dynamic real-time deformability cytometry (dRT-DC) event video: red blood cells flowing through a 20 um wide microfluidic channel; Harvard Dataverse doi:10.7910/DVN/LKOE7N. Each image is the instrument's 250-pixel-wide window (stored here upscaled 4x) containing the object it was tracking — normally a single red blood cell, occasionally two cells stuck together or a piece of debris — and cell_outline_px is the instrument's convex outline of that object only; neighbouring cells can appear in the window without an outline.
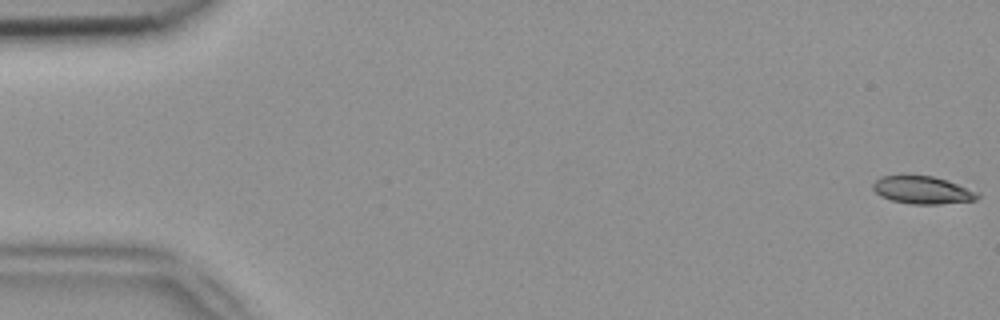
{"species": "common noctule bat (a hibernating species)", "species_latin": "Nyctalus noctula", "temperature_condition": "room temperature", "stored_images_in_passage": 15, "camera_frame_rate_fps": 3000, "um_per_image_px": 0.085, "animal": {"sex": "female", "body_mass_g": 18.4}, "frame": {"image": 1, "passage_image": 1, "time_ms": 0.0, "image_size_px": [1000, 320], "cell_outline_px": [[980, 196], [976, 200], [940, 204], [912, 204], [892, 200], [880, 196], [872, 188], [872, 184], [880, 176], [932, 176], [948, 180], [980, 192]], "centroid_in_image_um": [78.45, 16.16], "position_along_channel_um": 6.6, "area_um2": 16.88}}
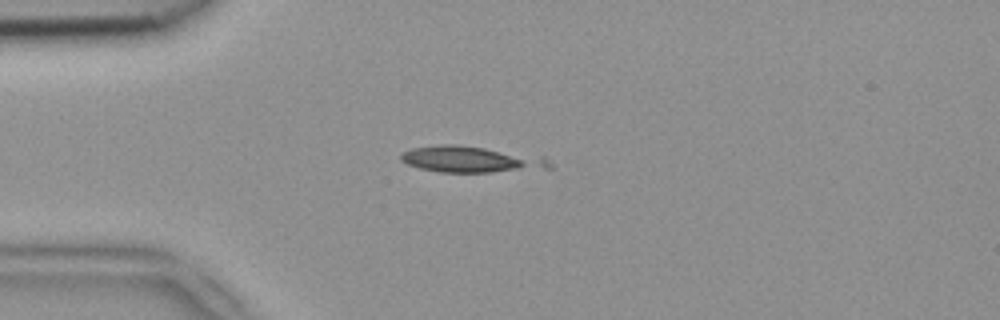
{"frame": {"image": 2, "passage_image": 14, "time_ms": 4.333, "image_size_px": [1000, 320], "cell_outline_px": [[552, 168], [492, 172], [440, 172], [420, 168], [408, 164], [400, 160], [400, 152], [412, 148], [440, 144], [456, 144], [544, 156], [552, 164]], "centroid_in_image_um": [40.03, 13.54], "position_along_channel_um": 45.0, "area_um2": 22.83}}